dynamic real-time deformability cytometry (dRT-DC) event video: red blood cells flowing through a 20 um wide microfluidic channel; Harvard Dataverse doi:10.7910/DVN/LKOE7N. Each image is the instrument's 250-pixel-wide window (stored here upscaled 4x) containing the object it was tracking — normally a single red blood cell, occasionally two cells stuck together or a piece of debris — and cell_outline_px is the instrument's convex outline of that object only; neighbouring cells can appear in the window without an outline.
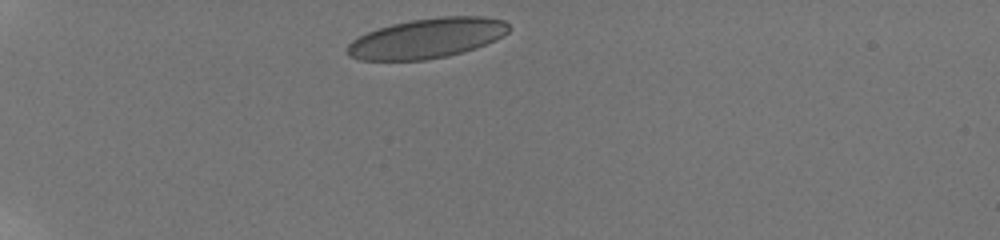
{"species": "human", "species_latin": "Homo sapiens", "temperature_condition": "room temperature", "stored_images_in_passage": 24, "camera_frame_rate_fps": 3000, "um_per_image_px": 0.085, "donor": {"sex": "male"}, "frame": {"image": 1, "passage_image": 1, "time_ms": 0.0, "image_size_px": [1000, 240], "cell_outline_px": [[512, 28], [504, 36], [496, 40], [476, 48], [448, 56], [424, 60], [360, 60], [348, 56], [348, 44], [352, 40], [376, 28], [392, 24], [412, 20], [440, 16], [484, 16], [504, 20]], "centroid_in_image_um": [36.33, 3.25], "position_along_channel_um": 48.7, "area_um2": 37.74}}
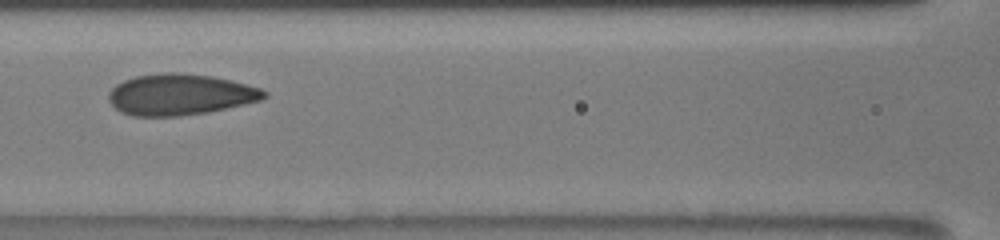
{"frame": {"image": 2, "passage_image": 12, "time_ms": 4.0, "image_size_px": [1000, 240], "cell_outline_px": [[268, 96], [264, 100], [208, 112], [180, 116], [132, 116], [120, 112], [108, 100], [108, 92], [116, 84], [124, 80], [136, 76], [164, 72], [176, 72], [212, 76], [232, 80], [260, 88], [268, 92]], "centroid_in_image_um": [15.33, 8.04], "position_along_channel_um": 151.3, "area_um2": 37.57}}
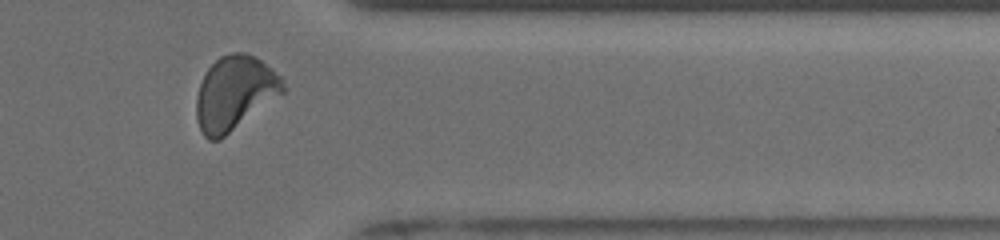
{"frame": {"image": 3, "passage_image": 23, "time_ms": 10.333, "image_size_px": [1000, 240], "cell_outline_px": [[288, 88], [284, 92], [220, 140], [208, 140], [204, 136], [196, 120], [196, 96], [200, 84], [208, 68], [220, 56], [232, 52], [244, 52], [260, 60], [272, 68], [280, 76]], "centroid_in_image_um": [19.94, 7.92], "position_along_channel_um": 391.5, "area_um2": 37.28}, "authors_computed_cell_mechanics": {"area_um2": 37.3099, "velocity_mm_per_s": 3.849, "shape_relaxation_time_tau1_ms": 3.5515, "shape_relaxation_time_tau2_ms": null, "deformation_change_tau1": 0.1168, "deformation_change_tau2": null}}